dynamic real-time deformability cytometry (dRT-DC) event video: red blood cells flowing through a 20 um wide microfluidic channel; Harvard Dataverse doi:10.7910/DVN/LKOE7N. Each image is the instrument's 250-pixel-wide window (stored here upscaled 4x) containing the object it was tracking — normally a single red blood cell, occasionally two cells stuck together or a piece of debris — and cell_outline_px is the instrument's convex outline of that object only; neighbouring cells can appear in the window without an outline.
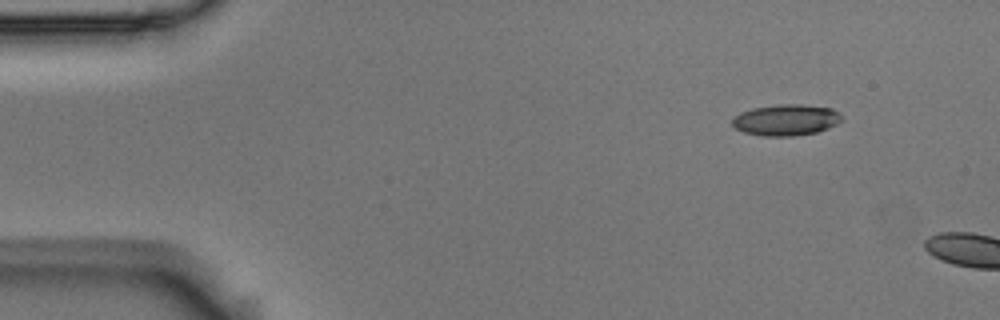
{"species": "Egyptian fruit bat (a non-hibernating species)", "species_latin": "Rousettus aegyptiacus", "temperature_condition": "room temperature", "stored_images_in_passage": 2, "camera_frame_rate_fps": 3000, "um_per_image_px": 0.085, "animal": {"sex": "male"}, "frame": {"image": 1, "passage_image": 1, "time_ms": 0.0, "image_size_px": [1000, 320], "cell_outline_px": [[844, 120], [828, 128], [816, 132], [792, 136], [764, 136], [744, 132], [736, 128], [732, 124], [732, 120], [740, 112], [752, 108], [780, 104], [800, 104], [832, 108]], "centroid_in_image_um": [66.81, 10.19], "position_along_channel_um": 18.2, "area_um2": 19.77}}